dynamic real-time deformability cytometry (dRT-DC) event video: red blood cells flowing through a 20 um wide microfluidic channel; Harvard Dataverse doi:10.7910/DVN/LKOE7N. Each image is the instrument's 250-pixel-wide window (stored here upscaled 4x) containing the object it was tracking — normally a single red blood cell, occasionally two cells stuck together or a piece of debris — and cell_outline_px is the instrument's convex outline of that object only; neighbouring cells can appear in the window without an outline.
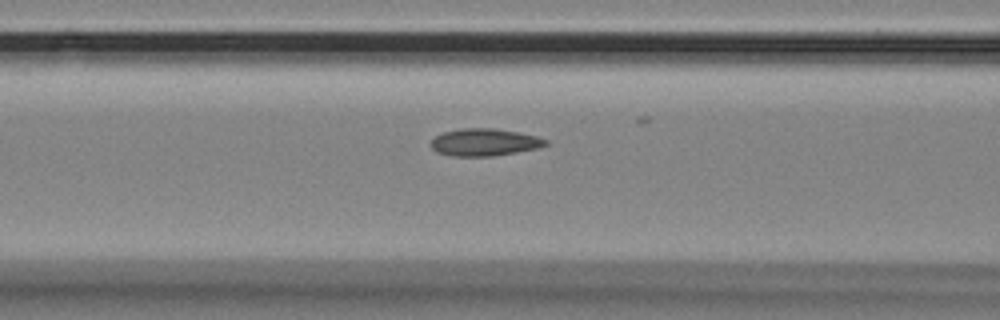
{"species": "Egyptian fruit bat (a non-hibernating species)", "species_latin": "Rousettus aegyptiacus", "temperature_condition": "room temperature", "stored_images_in_passage": 23, "camera_frame_rate_fps": 3000, "um_per_image_px": 0.085, "animal": {"sex": "female"}, "frame": {"image": 1, "passage_image": 14, "time_ms": 4.333, "image_size_px": [1000, 320], "cell_outline_px": [[548, 144], [540, 148], [492, 156], [452, 156], [436, 152], [432, 148], [432, 140], [436, 136], [444, 132], [460, 128], [492, 128], [516, 132], [536, 136], [548, 140]], "centroid_in_image_um": [41.19, 12.09], "position_along_channel_um": 125.4, "area_um2": 18.15}}
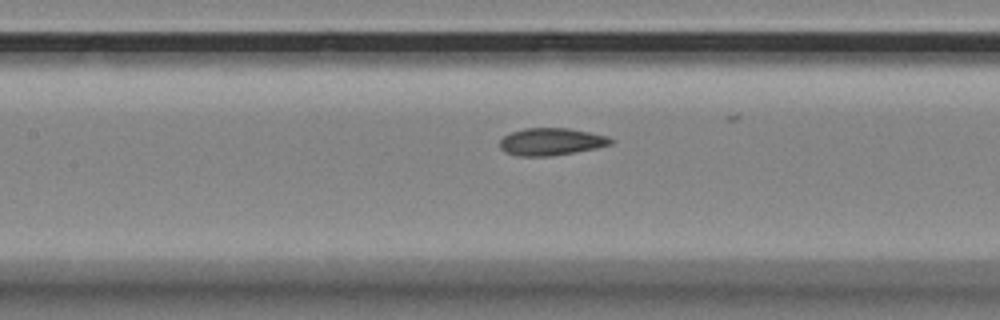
{"frame": {"image": 2, "passage_image": 17, "time_ms": 5.333, "image_size_px": [1000, 320], "cell_outline_px": [[616, 140], [612, 144], [596, 148], [552, 156], [516, 156], [504, 152], [500, 148], [500, 140], [504, 136], [512, 132], [524, 128], [568, 128], [608, 136]], "centroid_in_image_um": [46.85, 12.05], "position_along_channel_um": 160.5, "area_um2": 17.74}}
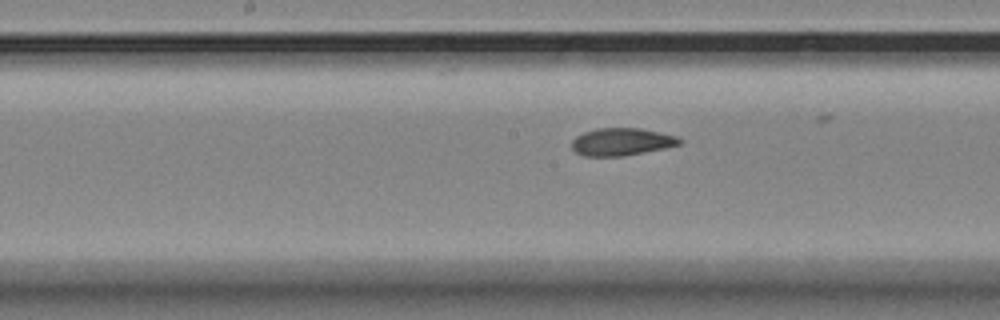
{"frame": {"image": 3, "passage_image": 20, "time_ms": 6.333, "image_size_px": [1000, 320], "cell_outline_px": [[684, 140], [680, 144], [664, 148], [624, 156], [584, 156], [576, 152], [572, 148], [572, 140], [576, 136], [584, 132], [596, 128], [640, 128], [660, 132], [676, 136]], "centroid_in_image_um": [52.83, 12.05], "position_along_channel_um": 195.4, "area_um2": 17.28}}